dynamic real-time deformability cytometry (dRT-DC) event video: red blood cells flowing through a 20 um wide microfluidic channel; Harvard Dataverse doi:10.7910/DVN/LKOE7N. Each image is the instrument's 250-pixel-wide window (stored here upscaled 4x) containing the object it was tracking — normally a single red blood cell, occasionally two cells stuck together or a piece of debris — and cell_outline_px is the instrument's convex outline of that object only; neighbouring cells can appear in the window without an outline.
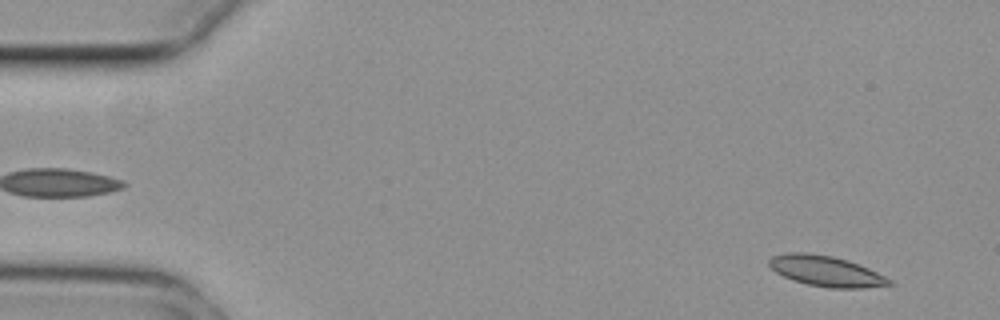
{"species": "common noctule bat (a hibernating species)", "species_latin": "Nyctalus noctula", "temperature_condition": "cold", "stored_images_in_passage": 13, "camera_frame_rate_fps": 3000, "um_per_image_px": 0.085, "animal": {"sex": "female", "body_mass_g": 29.2, "forearm_length_mm": 56.3}, "frame": {"image": 1, "passage_image": 3, "time_ms": 0.667, "image_size_px": [1000, 320], "cell_outline_px": [[896, 284], [860, 288], [828, 288], [808, 284], [792, 280], [776, 272], [768, 264], [768, 260], [772, 256], [788, 252], [808, 252], [832, 256], [848, 260], [860, 264], [892, 280]], "centroid_in_image_um": [70.21, 23.04], "position_along_channel_um": 14.8, "area_um2": 21.44}}